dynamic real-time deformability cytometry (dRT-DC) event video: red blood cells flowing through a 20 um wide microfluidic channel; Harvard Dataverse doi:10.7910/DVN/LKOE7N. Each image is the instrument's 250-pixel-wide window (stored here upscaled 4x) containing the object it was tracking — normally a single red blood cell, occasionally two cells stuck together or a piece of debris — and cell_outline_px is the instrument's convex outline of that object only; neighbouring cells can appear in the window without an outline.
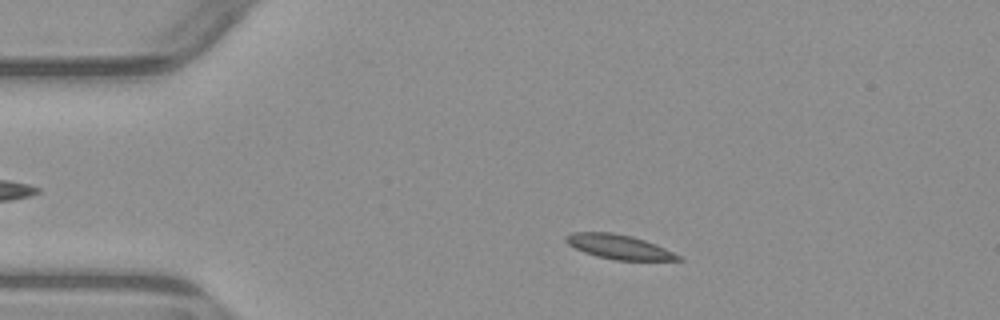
{"species": "common noctule bat (a hibernating species)", "species_latin": "Nyctalus noctula", "temperature_condition": "warm", "stored_images_in_passage": 3, "camera_frame_rate_fps": 3000, "um_per_image_px": 0.085, "animal": {"sex": "male", "body_mass_g": 23.1, "forearm_length_mm": 52.7}, "frame": {"image": 1, "passage_image": 2, "time_ms": 1.0, "image_size_px": [1000, 320], "cell_outline_px": [[684, 260], [616, 260], [596, 256], [584, 252], [568, 244], [564, 240], [564, 236], [572, 232], [612, 232], [632, 236], [656, 244], [680, 256]], "centroid_in_image_um": [52.57, 20.97], "position_along_channel_um": 32.4, "area_um2": 15.9}}